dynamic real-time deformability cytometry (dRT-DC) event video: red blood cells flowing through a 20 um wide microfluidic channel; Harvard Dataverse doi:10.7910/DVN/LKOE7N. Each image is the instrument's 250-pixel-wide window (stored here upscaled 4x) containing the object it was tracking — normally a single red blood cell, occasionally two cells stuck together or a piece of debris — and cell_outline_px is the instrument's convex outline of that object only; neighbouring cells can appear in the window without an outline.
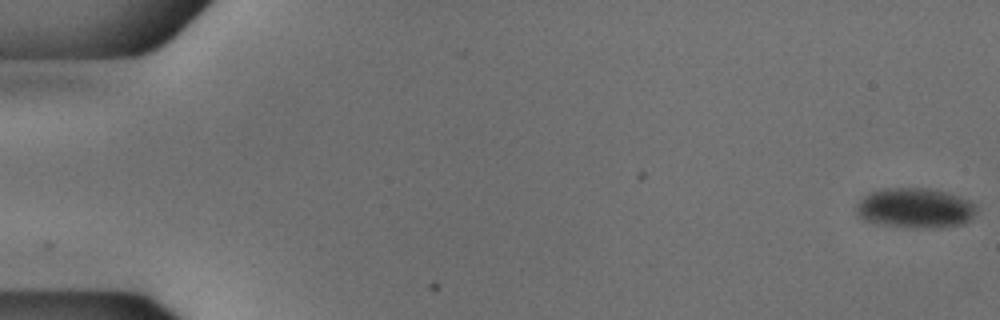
{"species": "common noctule bat (a hibernating species)", "species_latin": "Nyctalus noctula", "temperature_condition": "cold", "stored_images_in_passage": 54, "camera_frame_rate_fps": 3000, "um_per_image_px": 0.085, "animal": {"sex": "male", "body_mass_g": 18.8}, "frame": {"image": 1, "passage_image": 1, "time_ms": 0.0, "image_size_px": [1000, 320], "cell_outline_px": [[976, 212], [964, 224], [940, 228], [908, 228], [876, 224], [864, 220], [856, 216], [856, 204], [864, 196], [872, 192], [884, 188], [928, 188], [944, 192], [968, 200], [976, 204]], "centroid_in_image_um": [77.75, 17.71], "position_along_channel_um": 7.3, "area_um2": 28.26}}
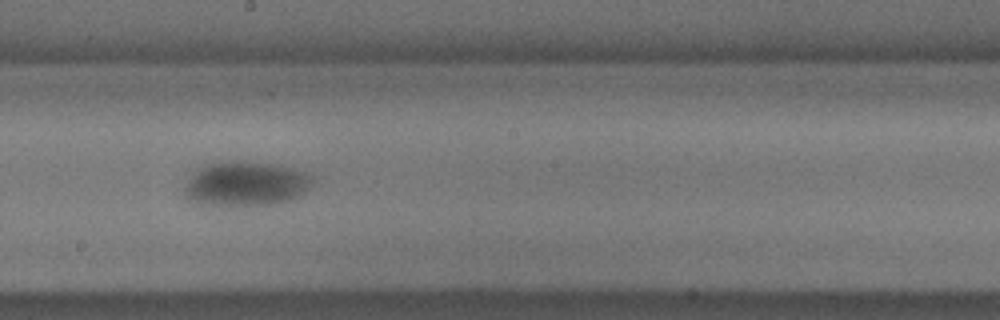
{"frame": {"image": 2, "passage_image": 31, "time_ms": 10.0, "image_size_px": [1000, 320], "cell_outline_px": [[312, 184], [300, 196], [288, 200], [272, 204], [200, 204], [188, 200], [184, 196], [184, 188], [188, 180], [196, 168], [204, 164], [228, 160], [244, 160], [284, 164], [308, 172], [312, 176]], "centroid_in_image_um": [20.9, 15.56], "position_along_channel_um": 227.3, "area_um2": 33.81}}
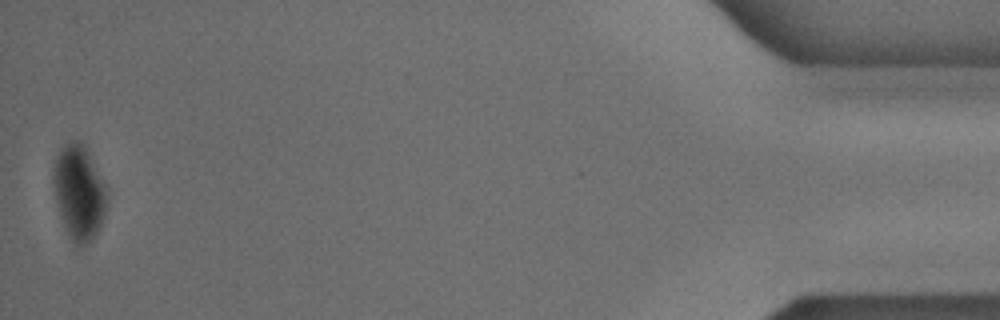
{"frame": {"image": 3, "passage_image": 54, "time_ms": 17.667, "image_size_px": [1000, 320], "cell_outline_px": [[108, 204], [100, 228], [92, 240], [76, 248], [72, 244], [68, 236], [60, 216], [56, 200], [52, 180], [52, 168], [60, 148], [64, 144], [72, 140], [80, 140], [84, 144], [108, 188]], "centroid_in_image_um": [6.73, 16.37], "position_along_channel_um": 428.5, "area_um2": 30.29}}